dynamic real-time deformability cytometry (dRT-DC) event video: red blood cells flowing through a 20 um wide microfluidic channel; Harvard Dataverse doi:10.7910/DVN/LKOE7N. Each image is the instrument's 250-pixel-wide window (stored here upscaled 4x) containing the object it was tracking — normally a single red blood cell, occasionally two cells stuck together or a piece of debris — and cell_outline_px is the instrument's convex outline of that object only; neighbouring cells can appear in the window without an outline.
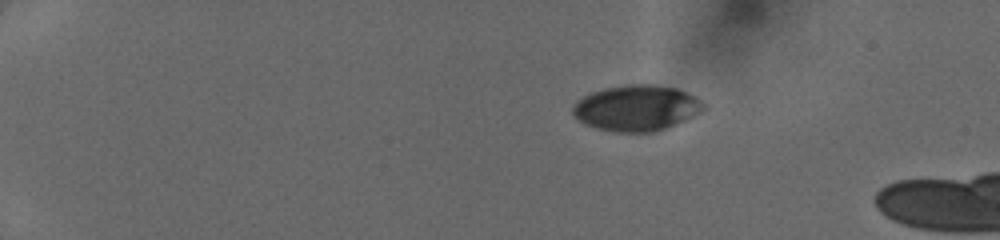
{"species": "human", "species_latin": "Homo sapiens", "temperature_condition": "cold", "stored_images_in_passage": 41, "camera_frame_rate_fps": 3000, "um_per_image_px": 0.085, "donor": {"sex": "female"}, "frame": {"image": 1, "passage_image": 1, "time_ms": 0.0, "image_size_px": [1000, 240], "cell_outline_px": [[708, 108], [684, 120], [656, 132], [616, 132], [596, 128], [584, 124], [572, 116], [572, 108], [584, 96], [592, 92], [604, 88], [632, 84], [656, 84], [676, 88], [700, 100]], "centroid_in_image_um": [54.09, 9.19], "position_along_channel_um": 30.9, "area_um2": 34.74}}
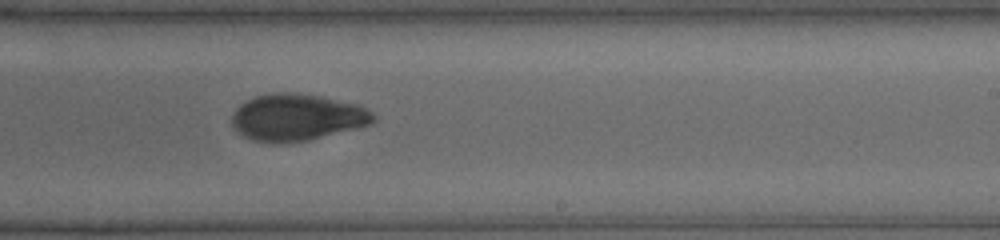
{"frame": {"image": 2, "passage_image": 25, "time_ms": 8.0, "image_size_px": [1000, 240], "cell_outline_px": [[376, 120], [368, 124], [308, 140], [280, 144], [272, 144], [256, 140], [244, 136], [232, 124], [232, 116], [236, 108], [240, 104], [256, 96], [276, 92], [292, 92], [320, 96], [360, 104], [376, 116]], "centroid_in_image_um": [25.23, 9.96], "position_along_channel_um": 263.8, "area_um2": 38.26}}
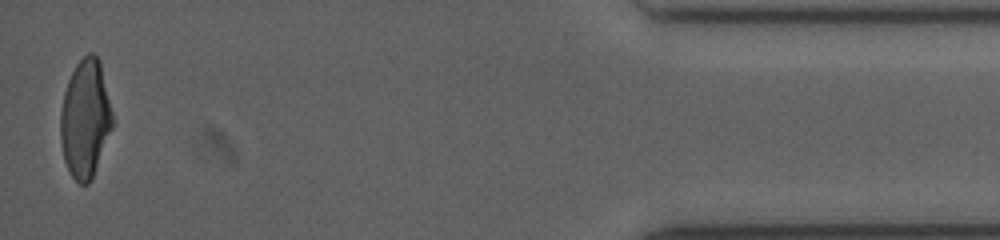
{"frame": {"image": 3, "passage_image": 40, "time_ms": 13.333, "image_size_px": [1000, 240], "cell_outline_px": [[112, 128], [92, 180], [88, 184], [80, 184], [72, 176], [64, 160], [60, 140], [60, 112], [64, 92], [68, 80], [76, 64], [88, 52], [92, 52], [100, 60], [112, 112]], "centroid_in_image_um": [7.24, 10.1], "position_along_channel_um": 428.0, "area_um2": 35.78}}